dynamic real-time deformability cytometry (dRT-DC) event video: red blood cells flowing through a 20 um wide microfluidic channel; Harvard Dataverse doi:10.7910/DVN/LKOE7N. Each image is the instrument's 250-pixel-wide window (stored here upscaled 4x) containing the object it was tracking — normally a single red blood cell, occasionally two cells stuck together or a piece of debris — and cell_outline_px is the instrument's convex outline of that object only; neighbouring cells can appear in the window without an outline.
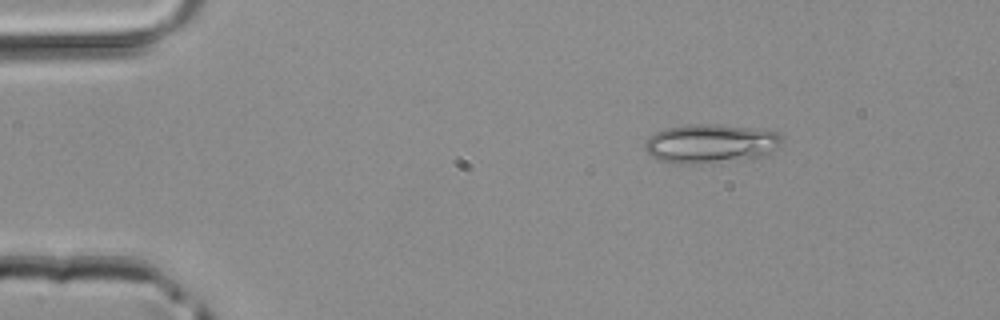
{"species": "common noctule bat (a hibernating species)", "species_latin": "Nyctalus noctula", "temperature_condition": "room temperature", "stored_images_in_passage": 2, "camera_frame_rate_fps": 3000, "um_per_image_px": 0.085, "animal": {"sex": "male", "body_mass_g": 20.4}, "frame": {"image": 1, "passage_image": 1, "time_ms": 0.0, "image_size_px": [1000, 320], "cell_outline_px": [[784, 140], [776, 148], [764, 156], [700, 164], [680, 164], [656, 160], [644, 148], [644, 144], [648, 136], [664, 128], [688, 124], [720, 124], [780, 132], [784, 136]], "centroid_in_image_um": [60.38, 12.2], "position_along_channel_um": 24.6, "area_um2": 31.44}}